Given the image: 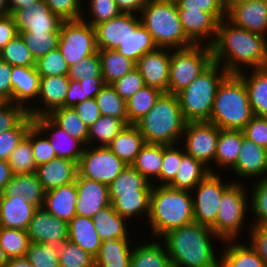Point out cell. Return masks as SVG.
I'll return each mask as SVG.
<instances>
[{
  "mask_svg": "<svg viewBox=\"0 0 267 267\" xmlns=\"http://www.w3.org/2000/svg\"><path fill=\"white\" fill-rule=\"evenodd\" d=\"M253 116L243 79L228 74L216 91L209 122L219 129L242 131Z\"/></svg>",
  "mask_w": 267,
  "mask_h": 267,
  "instance_id": "obj_5",
  "label": "cell"
},
{
  "mask_svg": "<svg viewBox=\"0 0 267 267\" xmlns=\"http://www.w3.org/2000/svg\"><path fill=\"white\" fill-rule=\"evenodd\" d=\"M67 76L70 80H83L89 77L102 78L99 53L82 59L73 66H70Z\"/></svg>",
  "mask_w": 267,
  "mask_h": 267,
  "instance_id": "obj_60",
  "label": "cell"
},
{
  "mask_svg": "<svg viewBox=\"0 0 267 267\" xmlns=\"http://www.w3.org/2000/svg\"><path fill=\"white\" fill-rule=\"evenodd\" d=\"M12 16L18 33L60 32L62 20L43 0H38L31 7L16 10Z\"/></svg>",
  "mask_w": 267,
  "mask_h": 267,
  "instance_id": "obj_17",
  "label": "cell"
},
{
  "mask_svg": "<svg viewBox=\"0 0 267 267\" xmlns=\"http://www.w3.org/2000/svg\"><path fill=\"white\" fill-rule=\"evenodd\" d=\"M60 267H95V258L67 240L59 249Z\"/></svg>",
  "mask_w": 267,
  "mask_h": 267,
  "instance_id": "obj_55",
  "label": "cell"
},
{
  "mask_svg": "<svg viewBox=\"0 0 267 267\" xmlns=\"http://www.w3.org/2000/svg\"><path fill=\"white\" fill-rule=\"evenodd\" d=\"M76 215L92 218L101 208L111 204L108 185L81 177L76 178Z\"/></svg>",
  "mask_w": 267,
  "mask_h": 267,
  "instance_id": "obj_20",
  "label": "cell"
},
{
  "mask_svg": "<svg viewBox=\"0 0 267 267\" xmlns=\"http://www.w3.org/2000/svg\"><path fill=\"white\" fill-rule=\"evenodd\" d=\"M214 238L223 242L211 227L193 222L167 232L160 240L164 241L172 267H220Z\"/></svg>",
  "mask_w": 267,
  "mask_h": 267,
  "instance_id": "obj_2",
  "label": "cell"
},
{
  "mask_svg": "<svg viewBox=\"0 0 267 267\" xmlns=\"http://www.w3.org/2000/svg\"><path fill=\"white\" fill-rule=\"evenodd\" d=\"M0 196H20L41 208L44 204L45 190L35 173L17 174L11 177Z\"/></svg>",
  "mask_w": 267,
  "mask_h": 267,
  "instance_id": "obj_31",
  "label": "cell"
},
{
  "mask_svg": "<svg viewBox=\"0 0 267 267\" xmlns=\"http://www.w3.org/2000/svg\"><path fill=\"white\" fill-rule=\"evenodd\" d=\"M253 115L267 118V67L251 69V74L242 71ZM250 75V76H249Z\"/></svg>",
  "mask_w": 267,
  "mask_h": 267,
  "instance_id": "obj_30",
  "label": "cell"
},
{
  "mask_svg": "<svg viewBox=\"0 0 267 267\" xmlns=\"http://www.w3.org/2000/svg\"><path fill=\"white\" fill-rule=\"evenodd\" d=\"M162 161L163 145L146 143L137 154L131 166L150 183L155 185L156 182H154V180L159 181Z\"/></svg>",
  "mask_w": 267,
  "mask_h": 267,
  "instance_id": "obj_40",
  "label": "cell"
},
{
  "mask_svg": "<svg viewBox=\"0 0 267 267\" xmlns=\"http://www.w3.org/2000/svg\"><path fill=\"white\" fill-rule=\"evenodd\" d=\"M139 18L158 48L183 49L194 45L183 31L174 0H149Z\"/></svg>",
  "mask_w": 267,
  "mask_h": 267,
  "instance_id": "obj_6",
  "label": "cell"
},
{
  "mask_svg": "<svg viewBox=\"0 0 267 267\" xmlns=\"http://www.w3.org/2000/svg\"><path fill=\"white\" fill-rule=\"evenodd\" d=\"M153 184L136 171L131 165L108 185L111 204L121 195L151 194Z\"/></svg>",
  "mask_w": 267,
  "mask_h": 267,
  "instance_id": "obj_33",
  "label": "cell"
},
{
  "mask_svg": "<svg viewBox=\"0 0 267 267\" xmlns=\"http://www.w3.org/2000/svg\"><path fill=\"white\" fill-rule=\"evenodd\" d=\"M127 166L108 146H86L78 163V174L110 185Z\"/></svg>",
  "mask_w": 267,
  "mask_h": 267,
  "instance_id": "obj_11",
  "label": "cell"
},
{
  "mask_svg": "<svg viewBox=\"0 0 267 267\" xmlns=\"http://www.w3.org/2000/svg\"><path fill=\"white\" fill-rule=\"evenodd\" d=\"M70 85L67 75L40 77V91L37 100L40 105L31 106L27 110L34 119L42 115H49L53 110L65 107V97ZM42 105V107H41Z\"/></svg>",
  "mask_w": 267,
  "mask_h": 267,
  "instance_id": "obj_19",
  "label": "cell"
},
{
  "mask_svg": "<svg viewBox=\"0 0 267 267\" xmlns=\"http://www.w3.org/2000/svg\"><path fill=\"white\" fill-rule=\"evenodd\" d=\"M210 46L213 62L229 74H238L248 66L250 69L267 67V37L238 27L226 18L218 23Z\"/></svg>",
  "mask_w": 267,
  "mask_h": 267,
  "instance_id": "obj_1",
  "label": "cell"
},
{
  "mask_svg": "<svg viewBox=\"0 0 267 267\" xmlns=\"http://www.w3.org/2000/svg\"><path fill=\"white\" fill-rule=\"evenodd\" d=\"M13 175L36 173L37 166L30 142V128L27 135L20 141L7 160Z\"/></svg>",
  "mask_w": 267,
  "mask_h": 267,
  "instance_id": "obj_47",
  "label": "cell"
},
{
  "mask_svg": "<svg viewBox=\"0 0 267 267\" xmlns=\"http://www.w3.org/2000/svg\"><path fill=\"white\" fill-rule=\"evenodd\" d=\"M10 80L13 102L28 110L31 104L34 105L31 102L37 101L40 91V76L36 67L12 66Z\"/></svg>",
  "mask_w": 267,
  "mask_h": 267,
  "instance_id": "obj_23",
  "label": "cell"
},
{
  "mask_svg": "<svg viewBox=\"0 0 267 267\" xmlns=\"http://www.w3.org/2000/svg\"><path fill=\"white\" fill-rule=\"evenodd\" d=\"M38 209L20 196H0V227L26 231Z\"/></svg>",
  "mask_w": 267,
  "mask_h": 267,
  "instance_id": "obj_25",
  "label": "cell"
},
{
  "mask_svg": "<svg viewBox=\"0 0 267 267\" xmlns=\"http://www.w3.org/2000/svg\"><path fill=\"white\" fill-rule=\"evenodd\" d=\"M219 133L220 129L209 121L186 122L181 138L185 153L202 162L211 173H215L210 164L215 161Z\"/></svg>",
  "mask_w": 267,
  "mask_h": 267,
  "instance_id": "obj_13",
  "label": "cell"
},
{
  "mask_svg": "<svg viewBox=\"0 0 267 267\" xmlns=\"http://www.w3.org/2000/svg\"><path fill=\"white\" fill-rule=\"evenodd\" d=\"M228 74L220 64L212 62L188 87L176 94L186 122L210 120L216 91Z\"/></svg>",
  "mask_w": 267,
  "mask_h": 267,
  "instance_id": "obj_7",
  "label": "cell"
},
{
  "mask_svg": "<svg viewBox=\"0 0 267 267\" xmlns=\"http://www.w3.org/2000/svg\"><path fill=\"white\" fill-rule=\"evenodd\" d=\"M171 50L157 48L153 52L144 54L135 64L143 77L144 84L162 93H168Z\"/></svg>",
  "mask_w": 267,
  "mask_h": 267,
  "instance_id": "obj_18",
  "label": "cell"
},
{
  "mask_svg": "<svg viewBox=\"0 0 267 267\" xmlns=\"http://www.w3.org/2000/svg\"><path fill=\"white\" fill-rule=\"evenodd\" d=\"M79 80H70L68 92L65 97V107H74L76 104L87 100Z\"/></svg>",
  "mask_w": 267,
  "mask_h": 267,
  "instance_id": "obj_69",
  "label": "cell"
},
{
  "mask_svg": "<svg viewBox=\"0 0 267 267\" xmlns=\"http://www.w3.org/2000/svg\"><path fill=\"white\" fill-rule=\"evenodd\" d=\"M6 267H33L30 262L23 256L9 259Z\"/></svg>",
  "mask_w": 267,
  "mask_h": 267,
  "instance_id": "obj_74",
  "label": "cell"
},
{
  "mask_svg": "<svg viewBox=\"0 0 267 267\" xmlns=\"http://www.w3.org/2000/svg\"><path fill=\"white\" fill-rule=\"evenodd\" d=\"M29 243L26 231L0 227V246L9 259L25 256Z\"/></svg>",
  "mask_w": 267,
  "mask_h": 267,
  "instance_id": "obj_50",
  "label": "cell"
},
{
  "mask_svg": "<svg viewBox=\"0 0 267 267\" xmlns=\"http://www.w3.org/2000/svg\"><path fill=\"white\" fill-rule=\"evenodd\" d=\"M126 124L119 118L101 115L88 128V146H108Z\"/></svg>",
  "mask_w": 267,
  "mask_h": 267,
  "instance_id": "obj_42",
  "label": "cell"
},
{
  "mask_svg": "<svg viewBox=\"0 0 267 267\" xmlns=\"http://www.w3.org/2000/svg\"><path fill=\"white\" fill-rule=\"evenodd\" d=\"M254 1H267V0H225V3H243V2H254Z\"/></svg>",
  "mask_w": 267,
  "mask_h": 267,
  "instance_id": "obj_77",
  "label": "cell"
},
{
  "mask_svg": "<svg viewBox=\"0 0 267 267\" xmlns=\"http://www.w3.org/2000/svg\"><path fill=\"white\" fill-rule=\"evenodd\" d=\"M254 182L251 185L252 192L248 198L251 201L249 202V211L255 216V221L252 224L267 225V177Z\"/></svg>",
  "mask_w": 267,
  "mask_h": 267,
  "instance_id": "obj_51",
  "label": "cell"
},
{
  "mask_svg": "<svg viewBox=\"0 0 267 267\" xmlns=\"http://www.w3.org/2000/svg\"><path fill=\"white\" fill-rule=\"evenodd\" d=\"M12 66L0 60V99L4 102H13V89L11 85Z\"/></svg>",
  "mask_w": 267,
  "mask_h": 267,
  "instance_id": "obj_67",
  "label": "cell"
},
{
  "mask_svg": "<svg viewBox=\"0 0 267 267\" xmlns=\"http://www.w3.org/2000/svg\"><path fill=\"white\" fill-rule=\"evenodd\" d=\"M177 9L200 10L210 13L218 22L226 18L225 0H174Z\"/></svg>",
  "mask_w": 267,
  "mask_h": 267,
  "instance_id": "obj_59",
  "label": "cell"
},
{
  "mask_svg": "<svg viewBox=\"0 0 267 267\" xmlns=\"http://www.w3.org/2000/svg\"><path fill=\"white\" fill-rule=\"evenodd\" d=\"M13 176L7 160H0V195L4 192L7 183Z\"/></svg>",
  "mask_w": 267,
  "mask_h": 267,
  "instance_id": "obj_72",
  "label": "cell"
},
{
  "mask_svg": "<svg viewBox=\"0 0 267 267\" xmlns=\"http://www.w3.org/2000/svg\"><path fill=\"white\" fill-rule=\"evenodd\" d=\"M242 131L245 138L267 149V118L254 115Z\"/></svg>",
  "mask_w": 267,
  "mask_h": 267,
  "instance_id": "obj_64",
  "label": "cell"
},
{
  "mask_svg": "<svg viewBox=\"0 0 267 267\" xmlns=\"http://www.w3.org/2000/svg\"><path fill=\"white\" fill-rule=\"evenodd\" d=\"M178 144L163 145V161L159 175L160 186H168L175 178L185 151ZM182 148V149H181Z\"/></svg>",
  "mask_w": 267,
  "mask_h": 267,
  "instance_id": "obj_53",
  "label": "cell"
},
{
  "mask_svg": "<svg viewBox=\"0 0 267 267\" xmlns=\"http://www.w3.org/2000/svg\"><path fill=\"white\" fill-rule=\"evenodd\" d=\"M225 6L229 22L267 37V1L225 3Z\"/></svg>",
  "mask_w": 267,
  "mask_h": 267,
  "instance_id": "obj_16",
  "label": "cell"
},
{
  "mask_svg": "<svg viewBox=\"0 0 267 267\" xmlns=\"http://www.w3.org/2000/svg\"><path fill=\"white\" fill-rule=\"evenodd\" d=\"M34 119L28 114L15 128L0 133V160H8L10 154L27 135Z\"/></svg>",
  "mask_w": 267,
  "mask_h": 267,
  "instance_id": "obj_52",
  "label": "cell"
},
{
  "mask_svg": "<svg viewBox=\"0 0 267 267\" xmlns=\"http://www.w3.org/2000/svg\"><path fill=\"white\" fill-rule=\"evenodd\" d=\"M191 194V191L170 186H152L147 220L152 231L151 236L159 240L167 232L195 222Z\"/></svg>",
  "mask_w": 267,
  "mask_h": 267,
  "instance_id": "obj_3",
  "label": "cell"
},
{
  "mask_svg": "<svg viewBox=\"0 0 267 267\" xmlns=\"http://www.w3.org/2000/svg\"><path fill=\"white\" fill-rule=\"evenodd\" d=\"M93 225L101 241L112 239H131L127 230V219L120 216L110 204L92 217Z\"/></svg>",
  "mask_w": 267,
  "mask_h": 267,
  "instance_id": "obj_29",
  "label": "cell"
},
{
  "mask_svg": "<svg viewBox=\"0 0 267 267\" xmlns=\"http://www.w3.org/2000/svg\"><path fill=\"white\" fill-rule=\"evenodd\" d=\"M246 186L238 181L233 182L224 192L219 204V211L216 222L211 226L213 232L225 240H240V234L243 232L248 219L249 200L247 195L249 191ZM247 213V214H246Z\"/></svg>",
  "mask_w": 267,
  "mask_h": 267,
  "instance_id": "obj_8",
  "label": "cell"
},
{
  "mask_svg": "<svg viewBox=\"0 0 267 267\" xmlns=\"http://www.w3.org/2000/svg\"><path fill=\"white\" fill-rule=\"evenodd\" d=\"M27 110L14 102L0 104V133L15 128L26 116Z\"/></svg>",
  "mask_w": 267,
  "mask_h": 267,
  "instance_id": "obj_62",
  "label": "cell"
},
{
  "mask_svg": "<svg viewBox=\"0 0 267 267\" xmlns=\"http://www.w3.org/2000/svg\"><path fill=\"white\" fill-rule=\"evenodd\" d=\"M48 116L69 135L81 140L87 146L88 127L73 107L57 108Z\"/></svg>",
  "mask_w": 267,
  "mask_h": 267,
  "instance_id": "obj_45",
  "label": "cell"
},
{
  "mask_svg": "<svg viewBox=\"0 0 267 267\" xmlns=\"http://www.w3.org/2000/svg\"><path fill=\"white\" fill-rule=\"evenodd\" d=\"M148 240L133 247L130 267H172L170 257L163 242ZM152 241V242H151ZM162 243V244H161Z\"/></svg>",
  "mask_w": 267,
  "mask_h": 267,
  "instance_id": "obj_37",
  "label": "cell"
},
{
  "mask_svg": "<svg viewBox=\"0 0 267 267\" xmlns=\"http://www.w3.org/2000/svg\"><path fill=\"white\" fill-rule=\"evenodd\" d=\"M49 9L62 21L82 19L83 4L81 0H43Z\"/></svg>",
  "mask_w": 267,
  "mask_h": 267,
  "instance_id": "obj_61",
  "label": "cell"
},
{
  "mask_svg": "<svg viewBox=\"0 0 267 267\" xmlns=\"http://www.w3.org/2000/svg\"><path fill=\"white\" fill-rule=\"evenodd\" d=\"M130 239H112L101 243L95 267H130L133 247Z\"/></svg>",
  "mask_w": 267,
  "mask_h": 267,
  "instance_id": "obj_35",
  "label": "cell"
},
{
  "mask_svg": "<svg viewBox=\"0 0 267 267\" xmlns=\"http://www.w3.org/2000/svg\"><path fill=\"white\" fill-rule=\"evenodd\" d=\"M236 240H225V249L221 251L220 267H265L264 261L249 244L235 243Z\"/></svg>",
  "mask_w": 267,
  "mask_h": 267,
  "instance_id": "obj_36",
  "label": "cell"
},
{
  "mask_svg": "<svg viewBox=\"0 0 267 267\" xmlns=\"http://www.w3.org/2000/svg\"><path fill=\"white\" fill-rule=\"evenodd\" d=\"M243 138V131L220 129L213 165L223 170L231 169L237 162Z\"/></svg>",
  "mask_w": 267,
  "mask_h": 267,
  "instance_id": "obj_38",
  "label": "cell"
},
{
  "mask_svg": "<svg viewBox=\"0 0 267 267\" xmlns=\"http://www.w3.org/2000/svg\"><path fill=\"white\" fill-rule=\"evenodd\" d=\"M212 62L211 46L207 44L172 49L168 93L176 95L188 87Z\"/></svg>",
  "mask_w": 267,
  "mask_h": 267,
  "instance_id": "obj_9",
  "label": "cell"
},
{
  "mask_svg": "<svg viewBox=\"0 0 267 267\" xmlns=\"http://www.w3.org/2000/svg\"><path fill=\"white\" fill-rule=\"evenodd\" d=\"M58 48L69 67L98 53L94 27L83 19L62 21Z\"/></svg>",
  "mask_w": 267,
  "mask_h": 267,
  "instance_id": "obj_10",
  "label": "cell"
},
{
  "mask_svg": "<svg viewBox=\"0 0 267 267\" xmlns=\"http://www.w3.org/2000/svg\"><path fill=\"white\" fill-rule=\"evenodd\" d=\"M149 0H115L118 9L122 13L139 15Z\"/></svg>",
  "mask_w": 267,
  "mask_h": 267,
  "instance_id": "obj_71",
  "label": "cell"
},
{
  "mask_svg": "<svg viewBox=\"0 0 267 267\" xmlns=\"http://www.w3.org/2000/svg\"><path fill=\"white\" fill-rule=\"evenodd\" d=\"M250 245L257 251L267 267V225H250Z\"/></svg>",
  "mask_w": 267,
  "mask_h": 267,
  "instance_id": "obj_65",
  "label": "cell"
},
{
  "mask_svg": "<svg viewBox=\"0 0 267 267\" xmlns=\"http://www.w3.org/2000/svg\"><path fill=\"white\" fill-rule=\"evenodd\" d=\"M95 99L101 115L119 118L128 125L126 101L111 84H104Z\"/></svg>",
  "mask_w": 267,
  "mask_h": 267,
  "instance_id": "obj_44",
  "label": "cell"
},
{
  "mask_svg": "<svg viewBox=\"0 0 267 267\" xmlns=\"http://www.w3.org/2000/svg\"><path fill=\"white\" fill-rule=\"evenodd\" d=\"M94 29L98 50H115L128 37L130 13H121L118 17L95 25Z\"/></svg>",
  "mask_w": 267,
  "mask_h": 267,
  "instance_id": "obj_28",
  "label": "cell"
},
{
  "mask_svg": "<svg viewBox=\"0 0 267 267\" xmlns=\"http://www.w3.org/2000/svg\"><path fill=\"white\" fill-rule=\"evenodd\" d=\"M79 82L84 91V97H87L88 99L95 98L105 84L102 78L92 77L79 80Z\"/></svg>",
  "mask_w": 267,
  "mask_h": 267,
  "instance_id": "obj_70",
  "label": "cell"
},
{
  "mask_svg": "<svg viewBox=\"0 0 267 267\" xmlns=\"http://www.w3.org/2000/svg\"><path fill=\"white\" fill-rule=\"evenodd\" d=\"M141 132L134 124L126 125L108 145L109 149L124 163L131 165L145 145Z\"/></svg>",
  "mask_w": 267,
  "mask_h": 267,
  "instance_id": "obj_34",
  "label": "cell"
},
{
  "mask_svg": "<svg viewBox=\"0 0 267 267\" xmlns=\"http://www.w3.org/2000/svg\"><path fill=\"white\" fill-rule=\"evenodd\" d=\"M38 0H8V7L12 15L16 10L31 7Z\"/></svg>",
  "mask_w": 267,
  "mask_h": 267,
  "instance_id": "obj_73",
  "label": "cell"
},
{
  "mask_svg": "<svg viewBox=\"0 0 267 267\" xmlns=\"http://www.w3.org/2000/svg\"><path fill=\"white\" fill-rule=\"evenodd\" d=\"M8 261L9 258L7 257L3 248L0 246V267H6Z\"/></svg>",
  "mask_w": 267,
  "mask_h": 267,
  "instance_id": "obj_76",
  "label": "cell"
},
{
  "mask_svg": "<svg viewBox=\"0 0 267 267\" xmlns=\"http://www.w3.org/2000/svg\"><path fill=\"white\" fill-rule=\"evenodd\" d=\"M73 108L88 128L101 116L95 98L87 99L83 102H80L76 104Z\"/></svg>",
  "mask_w": 267,
  "mask_h": 267,
  "instance_id": "obj_66",
  "label": "cell"
},
{
  "mask_svg": "<svg viewBox=\"0 0 267 267\" xmlns=\"http://www.w3.org/2000/svg\"><path fill=\"white\" fill-rule=\"evenodd\" d=\"M145 143L181 144L186 125L177 95L162 93L148 113L134 124Z\"/></svg>",
  "mask_w": 267,
  "mask_h": 267,
  "instance_id": "obj_4",
  "label": "cell"
},
{
  "mask_svg": "<svg viewBox=\"0 0 267 267\" xmlns=\"http://www.w3.org/2000/svg\"><path fill=\"white\" fill-rule=\"evenodd\" d=\"M26 232L30 242L48 243L54 250H59L68 240V222L41 207L35 211Z\"/></svg>",
  "mask_w": 267,
  "mask_h": 267,
  "instance_id": "obj_14",
  "label": "cell"
},
{
  "mask_svg": "<svg viewBox=\"0 0 267 267\" xmlns=\"http://www.w3.org/2000/svg\"><path fill=\"white\" fill-rule=\"evenodd\" d=\"M18 34L13 16L0 17V51Z\"/></svg>",
  "mask_w": 267,
  "mask_h": 267,
  "instance_id": "obj_68",
  "label": "cell"
},
{
  "mask_svg": "<svg viewBox=\"0 0 267 267\" xmlns=\"http://www.w3.org/2000/svg\"><path fill=\"white\" fill-rule=\"evenodd\" d=\"M88 2V13H90L88 15L90 16L89 20H91L86 19V13L84 12L82 19L93 27L101 22L118 17L122 13L118 9L115 0H89Z\"/></svg>",
  "mask_w": 267,
  "mask_h": 267,
  "instance_id": "obj_57",
  "label": "cell"
},
{
  "mask_svg": "<svg viewBox=\"0 0 267 267\" xmlns=\"http://www.w3.org/2000/svg\"><path fill=\"white\" fill-rule=\"evenodd\" d=\"M68 240L94 258L97 256L102 243L93 225L92 218L79 215L74 216L68 223Z\"/></svg>",
  "mask_w": 267,
  "mask_h": 267,
  "instance_id": "obj_32",
  "label": "cell"
},
{
  "mask_svg": "<svg viewBox=\"0 0 267 267\" xmlns=\"http://www.w3.org/2000/svg\"><path fill=\"white\" fill-rule=\"evenodd\" d=\"M116 92L127 101L131 96L138 92L145 84L143 77L135 67L122 78L111 84Z\"/></svg>",
  "mask_w": 267,
  "mask_h": 267,
  "instance_id": "obj_63",
  "label": "cell"
},
{
  "mask_svg": "<svg viewBox=\"0 0 267 267\" xmlns=\"http://www.w3.org/2000/svg\"><path fill=\"white\" fill-rule=\"evenodd\" d=\"M35 67L40 77L67 75L69 69L59 48L36 60Z\"/></svg>",
  "mask_w": 267,
  "mask_h": 267,
  "instance_id": "obj_56",
  "label": "cell"
},
{
  "mask_svg": "<svg viewBox=\"0 0 267 267\" xmlns=\"http://www.w3.org/2000/svg\"><path fill=\"white\" fill-rule=\"evenodd\" d=\"M8 15H10L8 0H0V17H5Z\"/></svg>",
  "mask_w": 267,
  "mask_h": 267,
  "instance_id": "obj_75",
  "label": "cell"
},
{
  "mask_svg": "<svg viewBox=\"0 0 267 267\" xmlns=\"http://www.w3.org/2000/svg\"><path fill=\"white\" fill-rule=\"evenodd\" d=\"M35 174L47 192L75 182L78 175V163L65 158H55L37 166Z\"/></svg>",
  "mask_w": 267,
  "mask_h": 267,
  "instance_id": "obj_24",
  "label": "cell"
},
{
  "mask_svg": "<svg viewBox=\"0 0 267 267\" xmlns=\"http://www.w3.org/2000/svg\"><path fill=\"white\" fill-rule=\"evenodd\" d=\"M177 10L183 31L194 44L211 45L213 43L219 22L210 13L200 10Z\"/></svg>",
  "mask_w": 267,
  "mask_h": 267,
  "instance_id": "obj_22",
  "label": "cell"
},
{
  "mask_svg": "<svg viewBox=\"0 0 267 267\" xmlns=\"http://www.w3.org/2000/svg\"><path fill=\"white\" fill-rule=\"evenodd\" d=\"M231 169L235 176L246 180L267 177V149L244 137L237 162Z\"/></svg>",
  "mask_w": 267,
  "mask_h": 267,
  "instance_id": "obj_21",
  "label": "cell"
},
{
  "mask_svg": "<svg viewBox=\"0 0 267 267\" xmlns=\"http://www.w3.org/2000/svg\"><path fill=\"white\" fill-rule=\"evenodd\" d=\"M30 142L36 166L57 158L49 139L34 124L30 127Z\"/></svg>",
  "mask_w": 267,
  "mask_h": 267,
  "instance_id": "obj_58",
  "label": "cell"
},
{
  "mask_svg": "<svg viewBox=\"0 0 267 267\" xmlns=\"http://www.w3.org/2000/svg\"><path fill=\"white\" fill-rule=\"evenodd\" d=\"M18 34L22 36L35 60L58 48L60 32H22Z\"/></svg>",
  "mask_w": 267,
  "mask_h": 267,
  "instance_id": "obj_49",
  "label": "cell"
},
{
  "mask_svg": "<svg viewBox=\"0 0 267 267\" xmlns=\"http://www.w3.org/2000/svg\"><path fill=\"white\" fill-rule=\"evenodd\" d=\"M34 125L49 139L57 158H65L79 163L86 147L81 140L69 135L48 115L35 117Z\"/></svg>",
  "mask_w": 267,
  "mask_h": 267,
  "instance_id": "obj_15",
  "label": "cell"
},
{
  "mask_svg": "<svg viewBox=\"0 0 267 267\" xmlns=\"http://www.w3.org/2000/svg\"><path fill=\"white\" fill-rule=\"evenodd\" d=\"M151 194H129L121 195L113 203V208L121 217L131 221V218L147 216L150 212Z\"/></svg>",
  "mask_w": 267,
  "mask_h": 267,
  "instance_id": "obj_46",
  "label": "cell"
},
{
  "mask_svg": "<svg viewBox=\"0 0 267 267\" xmlns=\"http://www.w3.org/2000/svg\"><path fill=\"white\" fill-rule=\"evenodd\" d=\"M1 60L11 66L35 67L36 60L26 46L22 36L17 34L2 50Z\"/></svg>",
  "mask_w": 267,
  "mask_h": 267,
  "instance_id": "obj_48",
  "label": "cell"
},
{
  "mask_svg": "<svg viewBox=\"0 0 267 267\" xmlns=\"http://www.w3.org/2000/svg\"><path fill=\"white\" fill-rule=\"evenodd\" d=\"M162 92L144 85L126 101L128 125L135 124L155 105Z\"/></svg>",
  "mask_w": 267,
  "mask_h": 267,
  "instance_id": "obj_43",
  "label": "cell"
},
{
  "mask_svg": "<svg viewBox=\"0 0 267 267\" xmlns=\"http://www.w3.org/2000/svg\"><path fill=\"white\" fill-rule=\"evenodd\" d=\"M101 76L105 84H112L135 68V62L114 49L98 50Z\"/></svg>",
  "mask_w": 267,
  "mask_h": 267,
  "instance_id": "obj_41",
  "label": "cell"
},
{
  "mask_svg": "<svg viewBox=\"0 0 267 267\" xmlns=\"http://www.w3.org/2000/svg\"><path fill=\"white\" fill-rule=\"evenodd\" d=\"M219 174L210 172L192 191L195 194L192 196L193 217L196 223L211 227L216 222L223 192L235 182H223Z\"/></svg>",
  "mask_w": 267,
  "mask_h": 267,
  "instance_id": "obj_12",
  "label": "cell"
},
{
  "mask_svg": "<svg viewBox=\"0 0 267 267\" xmlns=\"http://www.w3.org/2000/svg\"><path fill=\"white\" fill-rule=\"evenodd\" d=\"M138 16L130 13V31L128 37L115 49L135 63L144 54L153 52L158 48L151 34L141 24Z\"/></svg>",
  "mask_w": 267,
  "mask_h": 267,
  "instance_id": "obj_26",
  "label": "cell"
},
{
  "mask_svg": "<svg viewBox=\"0 0 267 267\" xmlns=\"http://www.w3.org/2000/svg\"><path fill=\"white\" fill-rule=\"evenodd\" d=\"M24 257L33 267H60L59 250L48 243L30 242Z\"/></svg>",
  "mask_w": 267,
  "mask_h": 267,
  "instance_id": "obj_54",
  "label": "cell"
},
{
  "mask_svg": "<svg viewBox=\"0 0 267 267\" xmlns=\"http://www.w3.org/2000/svg\"><path fill=\"white\" fill-rule=\"evenodd\" d=\"M76 182L59 186L45 192L43 208L53 216L70 222L76 216Z\"/></svg>",
  "mask_w": 267,
  "mask_h": 267,
  "instance_id": "obj_27",
  "label": "cell"
},
{
  "mask_svg": "<svg viewBox=\"0 0 267 267\" xmlns=\"http://www.w3.org/2000/svg\"><path fill=\"white\" fill-rule=\"evenodd\" d=\"M210 173L208 167L191 155L184 154L174 180L168 185L179 190L193 189Z\"/></svg>",
  "mask_w": 267,
  "mask_h": 267,
  "instance_id": "obj_39",
  "label": "cell"
}]
</instances>
